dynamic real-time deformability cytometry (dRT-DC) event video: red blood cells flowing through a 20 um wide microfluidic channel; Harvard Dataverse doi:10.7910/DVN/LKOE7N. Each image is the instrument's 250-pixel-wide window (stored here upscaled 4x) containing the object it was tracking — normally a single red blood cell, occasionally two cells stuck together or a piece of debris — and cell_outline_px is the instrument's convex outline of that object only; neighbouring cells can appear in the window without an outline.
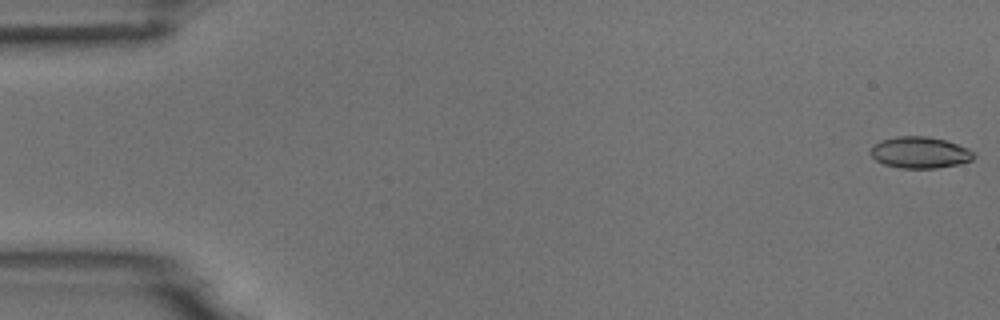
{"species": "common noctule bat (a hibernating species)", "species_latin": "Nyctalus noctula", "temperature_condition": "room temperature", "stored_images_in_passage": 54, "camera_frame_rate_fps": 3000, "um_per_image_px": 0.085, "animal": {"sex": "male", "body_mass_g": 18.8}, "frame": {"image": 1, "passage_image": 1, "time_ms": 0.0, "image_size_px": [1000, 320], "cell_outline_px": [[976, 156], [972, 160], [960, 164], [936, 168], [900, 168], [884, 164], [876, 160], [868, 152], [880, 140], [896, 136], [928, 136], [944, 140], [968, 148], [976, 152]], "centroid_in_image_um": [78.21, 12.96], "position_along_channel_um": 6.8, "area_um2": 19.02}}
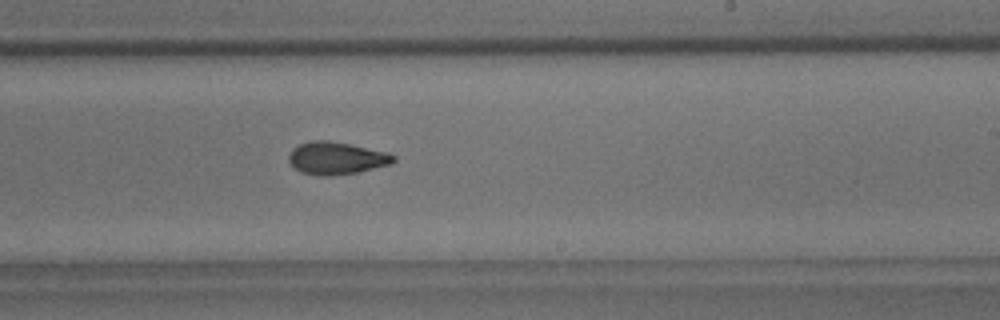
{"frame": {"image": 2, "passage_image": 33, "time_ms": 10.667, "image_size_px": [1000, 320], "cell_outline_px": [[396, 160], [392, 164], [356, 172], [332, 176], [320, 176], [300, 172], [288, 160], [288, 156], [292, 148], [300, 144], [312, 140], [328, 140], [388, 152], [396, 156]], "centroid_in_image_um": [28.6, 13.44], "position_along_channel_um": 260.4, "area_um2": 19.83}}
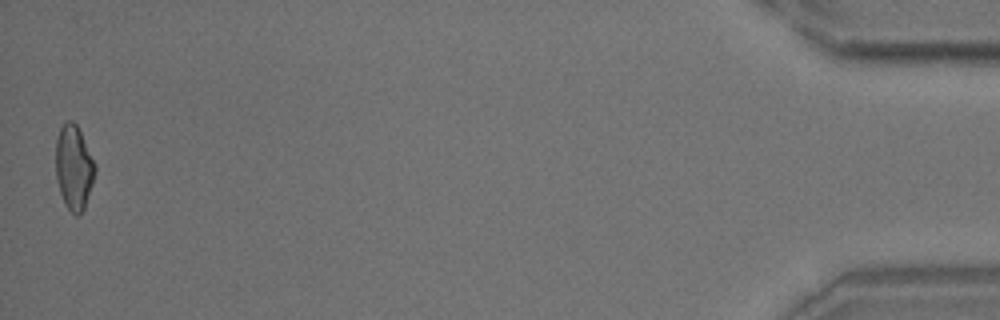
{"frame": {"image": 3, "passage_image": 54, "time_ms": 17.667, "image_size_px": [1000, 320], "cell_outline_px": [[96, 172], [84, 208], [80, 216], [76, 216], [68, 208], [60, 192], [56, 176], [56, 140], [60, 128], [68, 120], [72, 120], [76, 124], [96, 164]], "centroid_in_image_um": [6.28, 14.23], "position_along_channel_um": 428.9, "area_um2": 19.13}, "authors_computed_cell_mechanics": {"area_um2": 19.363, "velocity_mm_per_s": 3.7443, "shape_relaxation_time_tau1_ms": 7.4477, "shape_relaxation_time_tau2_ms": 3.0477, "deformation_change_tau1": 0.1812, "deformation_change_tau2": 0.0859}}